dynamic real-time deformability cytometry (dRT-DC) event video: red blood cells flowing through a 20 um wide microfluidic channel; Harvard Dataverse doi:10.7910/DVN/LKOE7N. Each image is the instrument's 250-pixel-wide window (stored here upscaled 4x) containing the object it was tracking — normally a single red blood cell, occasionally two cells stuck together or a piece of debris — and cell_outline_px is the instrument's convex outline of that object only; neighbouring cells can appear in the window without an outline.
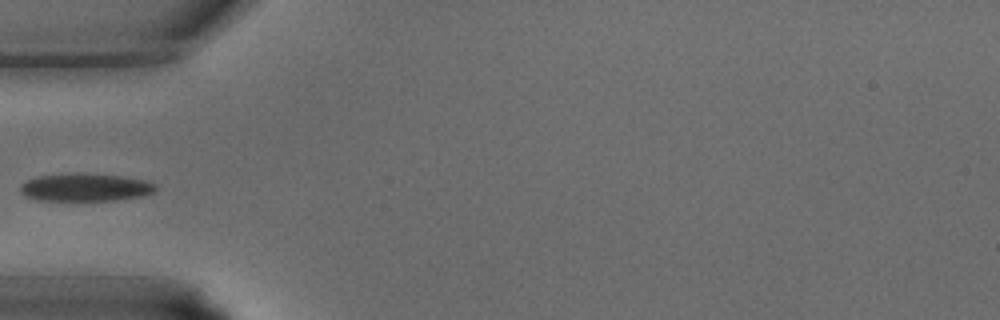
{"species": "common noctule bat (a hibernating species)", "species_latin": "Nyctalus noctula", "temperature_condition": "warm", "stored_images_in_passage": 21, "camera_frame_rate_fps": 3000, "um_per_image_px": 0.085, "animal": {"sex": "male", "body_mass_g": 15.6}, "frame": {"image": 1, "passage_image": 1, "time_ms": 0.0, "image_size_px": [1000, 320], "cell_outline_px": [[156, 188], [152, 192], [140, 196], [116, 200], [36, 200], [24, 196], [20, 192], [20, 184], [36, 176], [72, 172], [80, 172], [124, 176], [144, 180], [156, 184]], "centroid_in_image_um": [7.2, 15.9], "position_along_channel_um": 77.8, "area_um2": 22.2}}
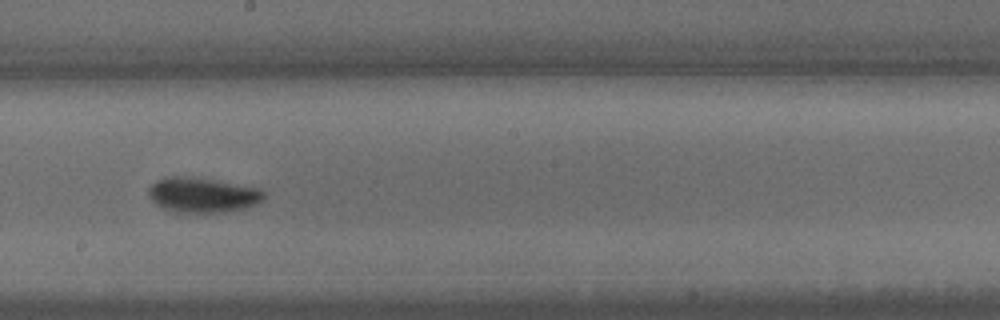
{"frame": {"image": 2, "passage_image": 10, "time_ms": 3.0, "image_size_px": [1000, 320], "cell_outline_px": [[264, 200], [256, 204], [244, 208], [224, 212], [184, 212], [160, 208], [148, 196], [148, 188], [156, 180], [168, 176], [180, 176], [212, 180], [260, 188], [264, 192]], "centroid_in_image_um": [17.2, 16.57], "position_along_channel_um": 231.0, "area_um2": 23.29}}
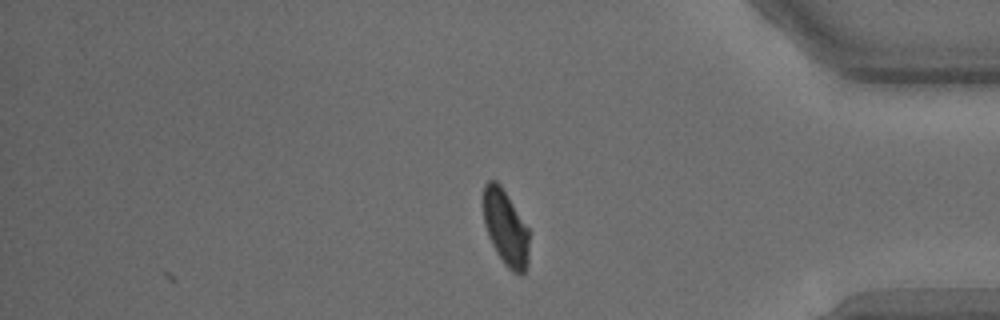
{"frame": {"image": 3, "passage_image": 21, "time_ms": 6.667, "image_size_px": [1000, 320], "cell_outline_px": [[528, 264], [524, 272], [520, 276], [512, 272], [504, 264], [496, 252], [488, 236], [484, 224], [484, 184], [488, 180], [496, 180], [500, 184], [528, 228]], "centroid_in_image_um": [42.97, 19.39], "position_along_channel_um": 392.2, "area_um2": 20.06}}